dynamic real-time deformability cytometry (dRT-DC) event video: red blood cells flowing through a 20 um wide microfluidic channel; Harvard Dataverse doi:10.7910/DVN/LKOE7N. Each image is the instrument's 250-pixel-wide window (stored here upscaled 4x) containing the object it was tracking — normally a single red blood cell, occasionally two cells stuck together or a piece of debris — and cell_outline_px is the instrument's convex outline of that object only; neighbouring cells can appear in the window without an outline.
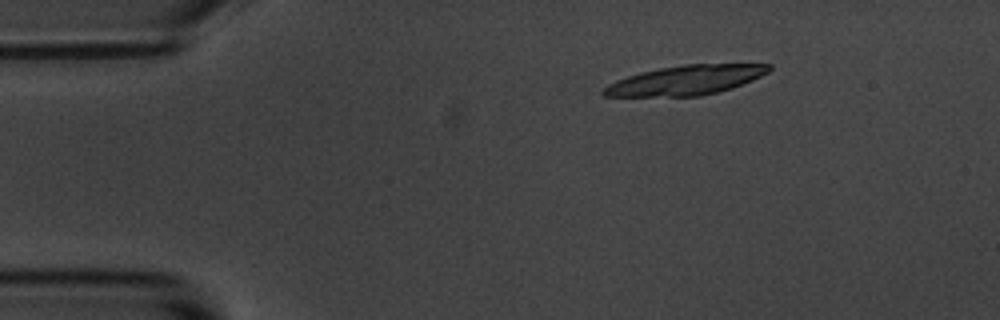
{"species": "common noctule bat (a hibernating species)", "species_latin": "Nyctalus noctula", "temperature_condition": "room temperature", "stored_images_in_passage": 4, "camera_frame_rate_fps": 3000, "um_per_image_px": 0.085, "animal": {"sex": "male", "body_mass_g": 20.1, "forearm_length_mm": 53.5}, "frame": {"image": 1, "passage_image": 2, "time_ms": 1.333, "image_size_px": [1000, 320], "cell_outline_px": [[772, 68], [768, 72], [752, 80], [732, 88], [700, 96], [604, 96], [600, 92], [608, 84], [616, 80], [640, 72], [660, 68], [684, 64], [772, 64]], "centroid_in_image_um": [58.28, 6.81], "position_along_channel_um": 26.7, "area_um2": 28.26}}